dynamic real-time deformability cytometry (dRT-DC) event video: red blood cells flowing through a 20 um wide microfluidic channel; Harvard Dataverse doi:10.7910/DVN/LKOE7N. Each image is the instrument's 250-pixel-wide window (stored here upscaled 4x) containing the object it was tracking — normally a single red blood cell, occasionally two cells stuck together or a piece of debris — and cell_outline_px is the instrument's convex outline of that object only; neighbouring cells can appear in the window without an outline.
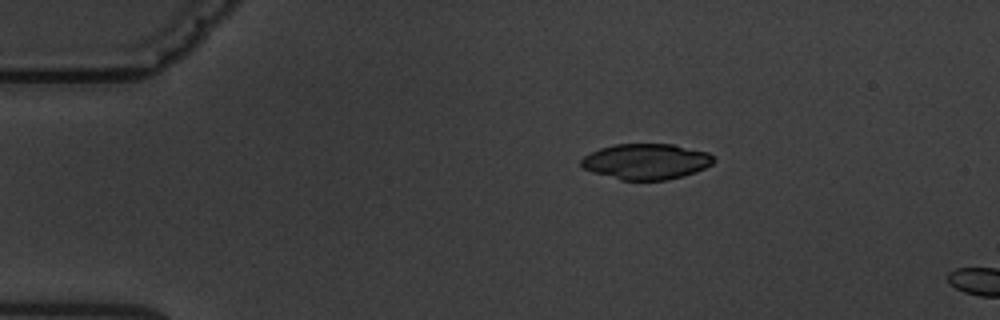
{"species": "common noctule bat (a hibernating species)", "species_latin": "Nyctalus noctula", "temperature_condition": "warm", "stored_images_in_passage": 2, "camera_frame_rate_fps": 3000, "um_per_image_px": 0.085, "animal": {"sex": "male", "body_mass_g": 19.5, "forearm_length_mm": 54.6}, "frame": {"image": 1, "passage_image": 1, "time_ms": 0.0, "image_size_px": [1000, 320], "cell_outline_px": [[716, 160], [712, 164], [696, 172], [684, 176], [668, 180], [620, 180], [592, 172], [584, 168], [580, 164], [580, 160], [584, 156], [600, 148], [616, 144], [672, 144], [708, 152]], "centroid_in_image_um": [54.93, 13.73], "position_along_channel_um": 30.1, "area_um2": 27.63}}